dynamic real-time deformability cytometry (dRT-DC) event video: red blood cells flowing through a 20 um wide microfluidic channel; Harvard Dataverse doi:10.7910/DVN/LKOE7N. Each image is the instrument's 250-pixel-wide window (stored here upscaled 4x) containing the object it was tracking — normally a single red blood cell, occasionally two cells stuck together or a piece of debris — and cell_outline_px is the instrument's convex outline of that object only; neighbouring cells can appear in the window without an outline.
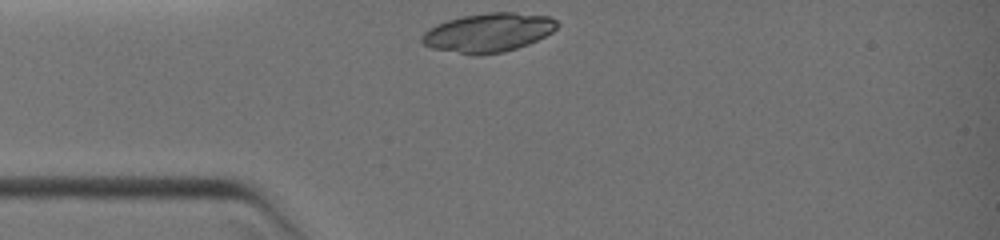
{"species": "common noctule bat (a hibernating species)", "species_latin": "Nyctalus noctula", "temperature_condition": "warm", "stored_images_in_passage": 17, "camera_frame_rate_fps": 3000, "um_per_image_px": 0.085, "animal": {"sex": "female", "body_mass_g": 19.0, "forearm_length_mm": 51.5}, "frame": {"image": 1, "passage_image": 1, "time_ms": 0.0, "image_size_px": [1000, 240], "cell_outline_px": [[560, 24], [552, 32], [528, 44], [504, 52], [480, 56], [472, 56], [432, 48], [424, 44], [420, 40], [420, 36], [428, 28], [436, 24], [448, 20], [464, 16], [488, 12], [512, 12], [548, 16], [556, 20]], "centroid_in_image_um": [41.48, 2.78], "position_along_channel_um": 43.5, "area_um2": 30.87}}
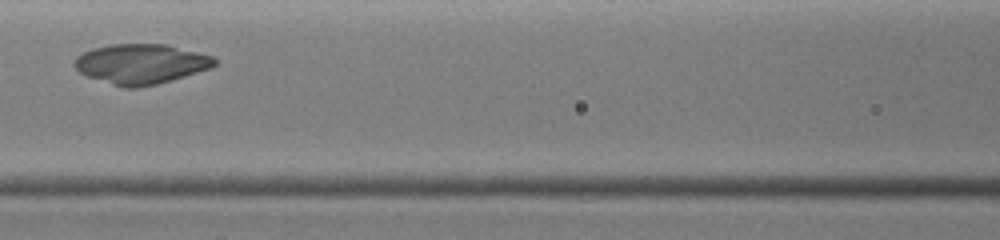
{"frame": {"image": 2, "passage_image": 9, "time_ms": 2.667, "image_size_px": [1000, 240], "cell_outline_px": [[216, 64], [212, 68], [172, 80], [156, 84], [136, 88], [124, 88], [88, 76], [80, 72], [72, 64], [76, 56], [92, 48], [112, 44], [164, 44], [212, 56], [216, 60]], "centroid_in_image_um": [11.97, 5.44], "position_along_channel_um": 154.6, "area_um2": 32.43}}
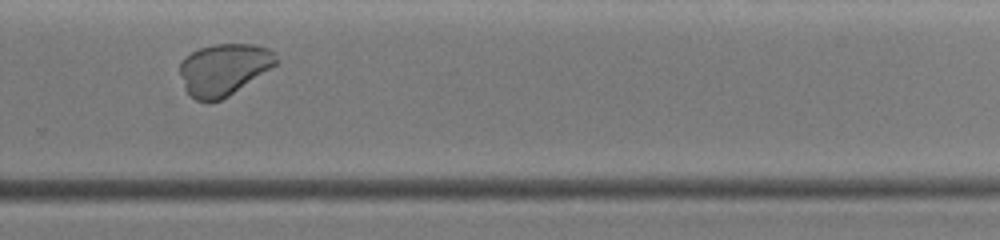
{"frame": {"image": 3, "passage_image": 13, "time_ms": 6.0, "image_size_px": [1000, 240], "cell_outline_px": [[280, 60], [276, 64], [228, 96], [220, 100], [196, 100], [184, 88], [180, 72], [180, 64], [184, 56], [200, 48], [216, 44], [256, 44], [268, 48], [276, 52]], "centroid_in_image_um": [19.04, 5.86], "position_along_channel_um": 310.8, "area_um2": 28.73}}